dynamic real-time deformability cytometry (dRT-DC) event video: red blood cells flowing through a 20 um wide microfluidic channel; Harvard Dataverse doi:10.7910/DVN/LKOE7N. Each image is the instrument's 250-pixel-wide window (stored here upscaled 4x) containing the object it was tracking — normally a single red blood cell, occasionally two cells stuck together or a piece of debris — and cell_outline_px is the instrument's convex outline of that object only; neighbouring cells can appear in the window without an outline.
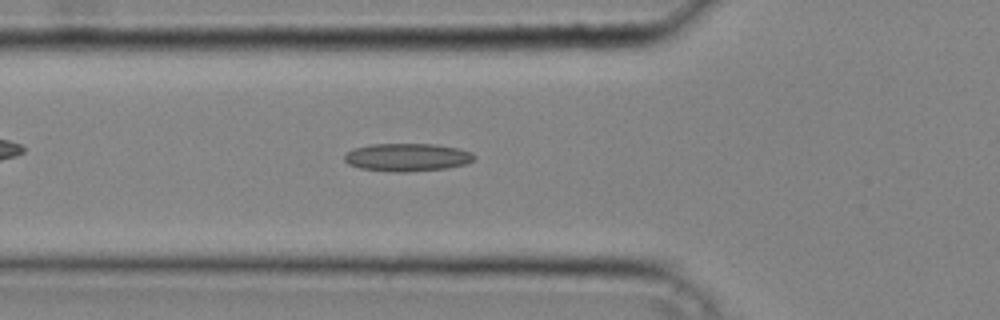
{"species": "common noctule bat (a hibernating species)", "species_latin": "Nyctalus noctula", "temperature_condition": "cold", "stored_images_in_passage": 33, "camera_frame_rate_fps": 3000, "um_per_image_px": 0.085, "animal": {"sex": "male", "body_mass_g": 20.4}, "frame": {"image": 1, "passage_image": 7, "time_ms": 2.0, "image_size_px": [1000, 320], "cell_outline_px": [[476, 156], [472, 160], [464, 164], [448, 168], [408, 172], [392, 172], [360, 168], [348, 164], [344, 160], [344, 156], [352, 148], [368, 144], [436, 144], [460, 148], [472, 152]], "centroid_in_image_um": [34.6, 13.36], "position_along_channel_um": 91.2, "area_um2": 21.33}}
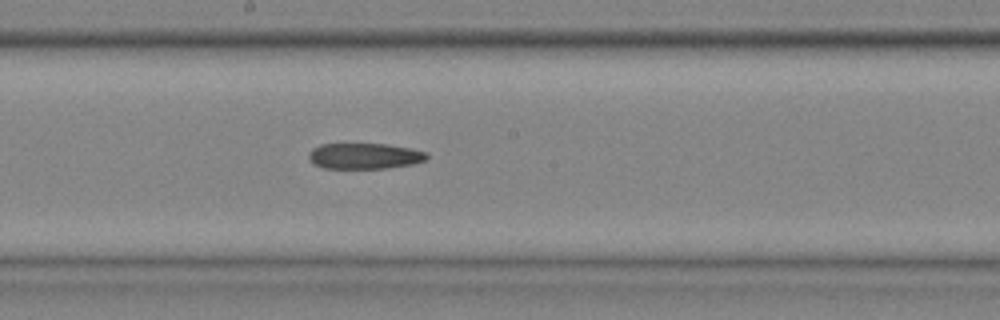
{"frame": {"image": 2, "passage_image": 15, "time_ms": 4.667, "image_size_px": [1000, 320], "cell_outline_px": [[428, 160], [412, 164], [384, 168], [324, 168], [312, 164], [308, 160], [308, 152], [312, 148], [320, 144], [388, 144], [412, 148], [424, 152], [428, 156]], "centroid_in_image_um": [30.94, 13.26], "position_along_channel_um": 217.3, "area_um2": 17.92}}
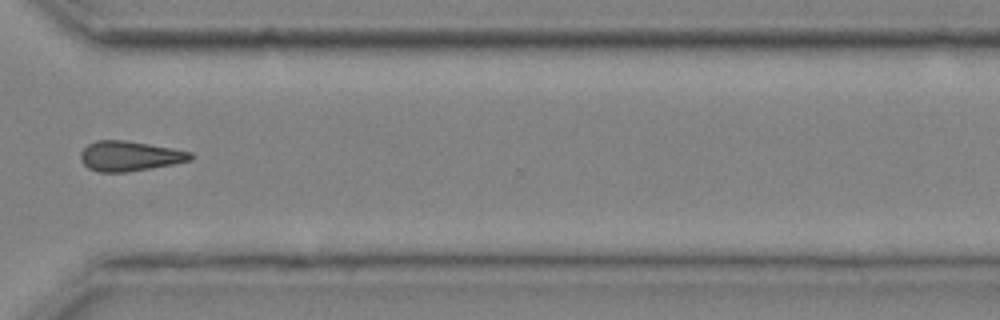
{"frame": {"image": 3, "passage_image": 24, "time_ms": 7.667, "image_size_px": [1000, 320], "cell_outline_px": [[192, 160], [152, 168], [124, 172], [100, 172], [88, 168], [80, 160], [80, 152], [88, 144], [96, 140], [124, 140], [172, 148], [192, 152]], "centroid_in_image_um": [10.99, 13.26], "position_along_channel_um": 359.6, "area_um2": 19.13}}